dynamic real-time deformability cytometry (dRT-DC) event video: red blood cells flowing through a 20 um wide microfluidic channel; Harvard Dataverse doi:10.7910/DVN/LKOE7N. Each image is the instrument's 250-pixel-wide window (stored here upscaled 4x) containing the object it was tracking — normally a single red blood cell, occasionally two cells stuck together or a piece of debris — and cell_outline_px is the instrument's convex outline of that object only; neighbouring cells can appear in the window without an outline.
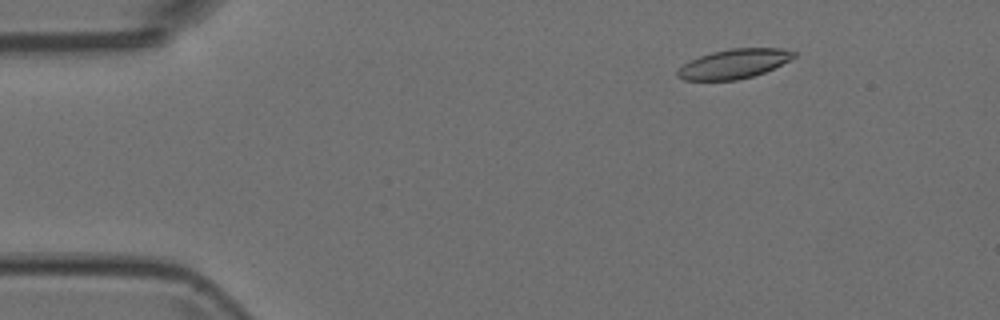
{"species": "Egyptian fruit bat (a non-hibernating species)", "species_latin": "Rousettus aegyptiacus", "temperature_condition": "room temperature", "stored_images_in_passage": 6, "camera_frame_rate_fps": 3000, "um_per_image_px": 0.085, "animal": {"sex": "female"}, "frame": {"image": 1, "passage_image": 3, "time_ms": 0.667, "image_size_px": [1000, 320], "cell_outline_px": [[796, 56], [764, 72], [752, 76], [736, 80], [684, 80], [676, 76], [676, 72], [688, 60], [712, 52], [732, 48], [784, 48], [796, 52]], "centroid_in_image_um": [62.36, 5.42], "position_along_channel_um": 22.6, "area_um2": 19.77}}
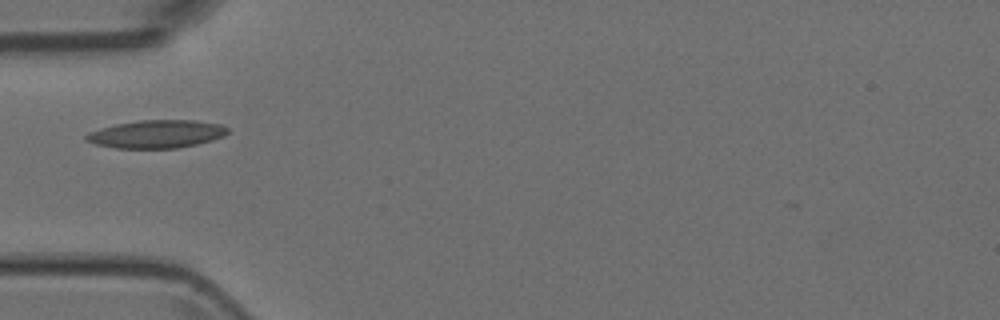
{"frame": {"image": 2, "passage_image": 6, "time_ms": 1.667, "image_size_px": [1000, 320], "cell_outline_px": [[228, 132], [224, 136], [212, 140], [196, 144], [176, 148], [116, 148], [96, 144], [84, 140], [84, 136], [88, 132], [100, 128], [116, 124], [140, 120], [196, 120], [220, 124], [228, 128]], "centroid_in_image_um": [13.29, 11.39], "position_along_channel_um": 71.7, "area_um2": 23.06}}